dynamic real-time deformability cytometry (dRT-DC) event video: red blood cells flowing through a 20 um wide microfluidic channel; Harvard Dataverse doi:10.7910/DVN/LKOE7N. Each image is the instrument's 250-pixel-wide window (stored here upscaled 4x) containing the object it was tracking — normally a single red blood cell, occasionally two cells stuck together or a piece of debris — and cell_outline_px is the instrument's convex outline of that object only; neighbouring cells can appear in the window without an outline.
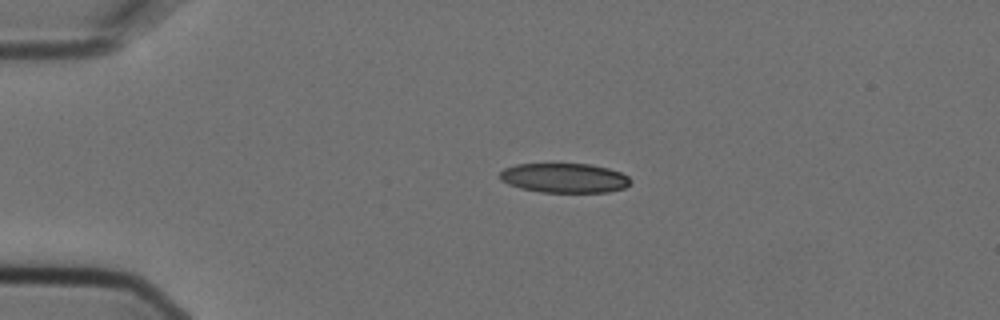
{"species": "Egyptian fruit bat (a non-hibernating species)", "species_latin": "Rousettus aegyptiacus", "temperature_condition": "cold", "stored_images_in_passage": 5, "segment_of_instrument_passage": [1, 2], "camera_frame_rate_fps": 3000, "um_per_image_px": 0.085, "animal": {"sex": "female"}, "frame": {"image": 1, "passage_image": 3, "time_ms": 0.667, "image_size_px": [1000, 320], "cell_outline_px": [[632, 180], [624, 188], [608, 192], [540, 192], [520, 188], [508, 184], [500, 180], [500, 172], [504, 168], [516, 164], [592, 164], [608, 168], [620, 172], [628, 176]], "centroid_in_image_um": [47.96, 15.13], "position_along_channel_um": 37.0, "area_um2": 22.54}}